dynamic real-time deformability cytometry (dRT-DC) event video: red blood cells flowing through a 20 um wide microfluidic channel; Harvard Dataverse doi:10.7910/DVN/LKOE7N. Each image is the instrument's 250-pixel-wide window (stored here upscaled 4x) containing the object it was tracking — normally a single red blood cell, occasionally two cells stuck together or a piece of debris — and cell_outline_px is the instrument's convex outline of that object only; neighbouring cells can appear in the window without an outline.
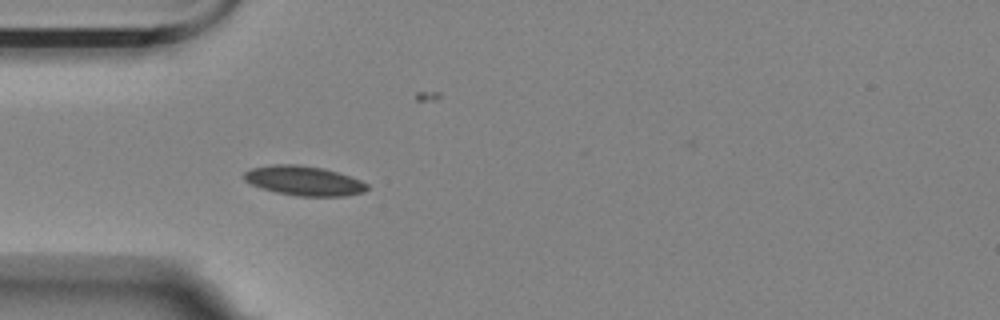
{"species": "Egyptian fruit bat (a non-hibernating species)", "species_latin": "Rousettus aegyptiacus", "temperature_condition": "room temperature", "stored_images_in_passage": 42, "camera_frame_rate_fps": 3000, "um_per_image_px": 0.085, "animal": {"sex": "female"}, "frame": {"image": 1, "passage_image": 1, "time_ms": 0.0, "image_size_px": [1000, 320], "cell_outline_px": [[368, 188], [364, 192], [344, 196], [296, 196], [276, 192], [260, 188], [244, 180], [244, 172], [252, 168], [272, 164], [296, 164], [324, 168], [360, 180], [368, 184]], "centroid_in_image_um": [25.82, 15.36], "position_along_channel_um": 59.2, "area_um2": 21.15}}
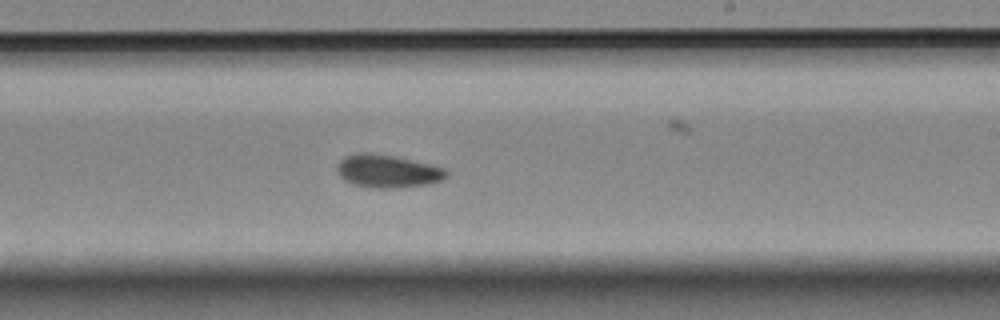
{"frame": {"image": 2, "passage_image": 18, "time_ms": 5.667, "image_size_px": [1000, 320], "cell_outline_px": [[448, 176], [440, 180], [428, 184], [400, 188], [376, 188], [352, 184], [344, 180], [336, 172], [336, 168], [340, 160], [344, 156], [360, 152], [364, 152], [396, 156], [444, 168], [448, 172]], "centroid_in_image_um": [32.91, 14.55], "position_along_channel_um": 256.1, "area_um2": 21.04}}
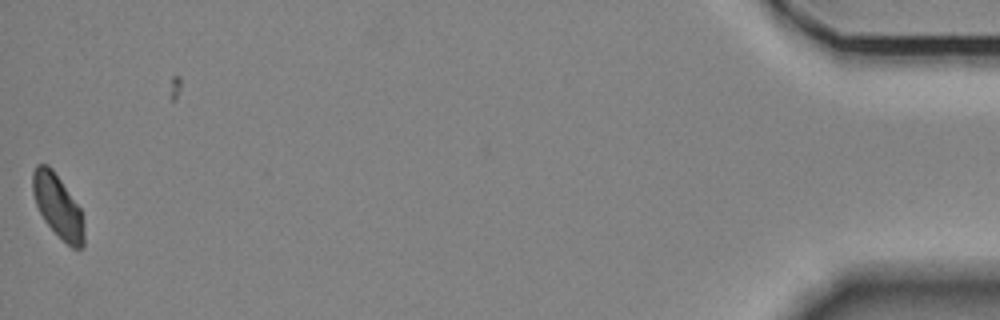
{"frame": {"image": 3, "passage_image": 41, "time_ms": 13.333, "image_size_px": [1000, 320], "cell_outline_px": [[84, 248], [72, 248], [44, 220], [36, 204], [32, 192], [32, 172], [36, 164], [48, 164], [52, 168], [80, 208], [84, 224]], "centroid_in_image_um": [4.91, 17.49], "position_along_channel_um": 430.3, "area_um2": 18.67}, "authors_computed_cell_mechanics": {"area_um2": 19.6231, "velocity_mm_per_s": 3.513, "shape_relaxation_time_tau1_ms": 4.447, "shape_relaxation_time_tau2_ms": 5.1132, "deformation_change_tau1": 0.1226, "deformation_change_tau2": 0.0741}}